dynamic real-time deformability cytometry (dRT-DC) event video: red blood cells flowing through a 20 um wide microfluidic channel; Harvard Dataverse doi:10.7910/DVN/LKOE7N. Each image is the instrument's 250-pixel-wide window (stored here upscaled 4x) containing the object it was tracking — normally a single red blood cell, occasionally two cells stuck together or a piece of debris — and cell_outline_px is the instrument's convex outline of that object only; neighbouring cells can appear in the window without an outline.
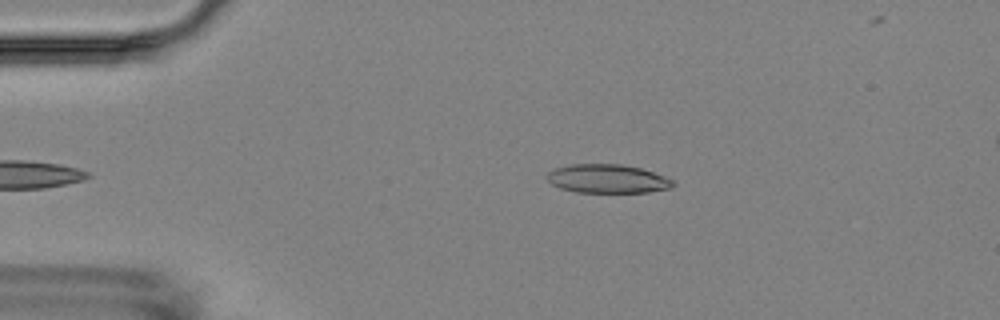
{"species": "Egyptian fruit bat (a non-hibernating species)", "species_latin": "Rousettus aegyptiacus", "temperature_condition": "room temperature", "stored_images_in_passage": 3, "camera_frame_rate_fps": 3000, "um_per_image_px": 0.085, "animal": {"sex": "female"}, "frame": {"image": 1, "passage_image": 3, "time_ms": 2.333, "image_size_px": [1000, 320], "cell_outline_px": [[676, 184], [668, 188], [648, 192], [576, 192], [560, 188], [552, 184], [548, 180], [548, 172], [556, 168], [572, 164], [620, 164], [640, 168], [664, 176], [672, 180]], "centroid_in_image_um": [51.63, 15.19], "position_along_channel_um": 33.4, "area_um2": 20.81}}